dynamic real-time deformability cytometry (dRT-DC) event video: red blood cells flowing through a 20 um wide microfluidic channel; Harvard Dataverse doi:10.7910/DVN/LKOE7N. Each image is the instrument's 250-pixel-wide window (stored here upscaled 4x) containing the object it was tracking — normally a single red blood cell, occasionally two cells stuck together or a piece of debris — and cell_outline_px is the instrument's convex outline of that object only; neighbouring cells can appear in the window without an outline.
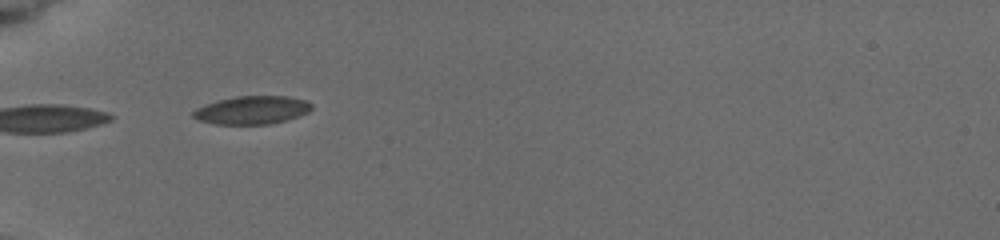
{"species": "common noctule bat (a hibernating species)", "species_latin": "Nyctalus noctula", "temperature_condition": "cold", "stored_images_in_passage": 6, "camera_frame_rate_fps": 3000, "um_per_image_px": 0.085, "animal": {"sex": "female", "body_mass_g": 19.5, "forearm_length_mm": 54.1}, "frame": {"image": 1, "passage_image": 1, "time_ms": 0.0, "image_size_px": [1000, 240], "cell_outline_px": [[312, 108], [308, 112], [284, 120], [268, 124], [216, 124], [200, 120], [192, 116], [192, 112], [196, 108], [204, 104], [236, 96], [288, 96], [304, 100], [312, 104]], "centroid_in_image_um": [21.4, 9.35], "position_along_channel_um": 63.6, "area_um2": 19.19}}